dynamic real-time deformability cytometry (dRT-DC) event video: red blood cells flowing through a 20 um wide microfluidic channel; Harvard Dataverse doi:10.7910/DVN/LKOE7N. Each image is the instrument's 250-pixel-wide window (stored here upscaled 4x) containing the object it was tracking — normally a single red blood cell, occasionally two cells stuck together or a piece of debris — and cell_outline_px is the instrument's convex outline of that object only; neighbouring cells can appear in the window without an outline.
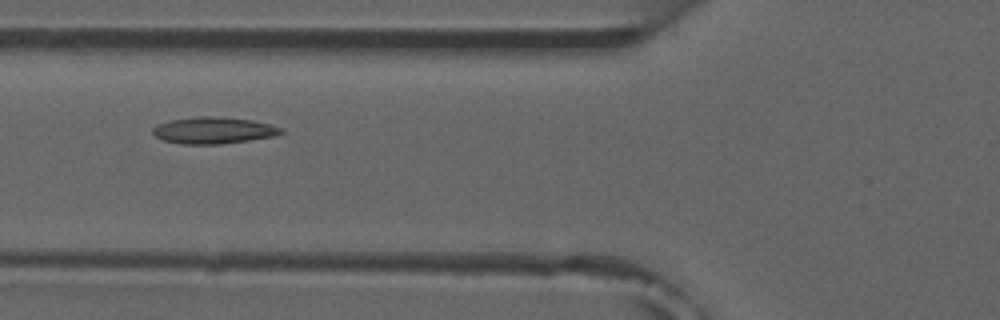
{"species": "common noctule bat (a hibernating species)", "species_latin": "Nyctalus noctula", "temperature_condition": "room temperature", "stored_images_in_passage": 5, "camera_frame_rate_fps": 3000, "um_per_image_px": 0.085, "animal": {"sex": "male", "forearm_length_mm": 52.5}, "frame": {"image": 1, "passage_image": 2, "time_ms": 1.333, "image_size_px": [1000, 320], "cell_outline_px": [[284, 132], [276, 136], [220, 144], [180, 144], [160, 140], [152, 132], [152, 128], [156, 124], [168, 120], [196, 116], [212, 116], [252, 120], [268, 124], [280, 128]], "centroid_in_image_um": [18.07, 11.08], "position_along_channel_um": 107.7, "area_um2": 20.0}}
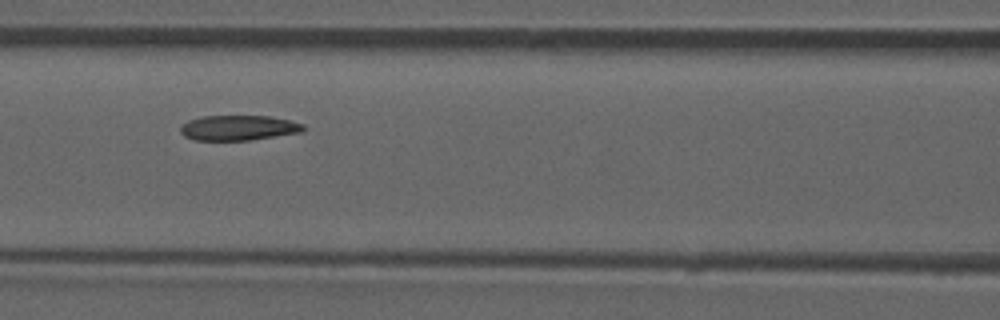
{"frame": {"image": 2, "passage_image": 3, "time_ms": 2.333, "image_size_px": [1000, 320], "cell_outline_px": [[304, 132], [248, 140], [196, 140], [184, 136], [180, 132], [180, 124], [188, 120], [204, 116], [268, 116], [288, 120], [304, 124]], "centroid_in_image_um": [20.25, 10.86], "position_along_channel_um": 146.4, "area_um2": 17.98}}